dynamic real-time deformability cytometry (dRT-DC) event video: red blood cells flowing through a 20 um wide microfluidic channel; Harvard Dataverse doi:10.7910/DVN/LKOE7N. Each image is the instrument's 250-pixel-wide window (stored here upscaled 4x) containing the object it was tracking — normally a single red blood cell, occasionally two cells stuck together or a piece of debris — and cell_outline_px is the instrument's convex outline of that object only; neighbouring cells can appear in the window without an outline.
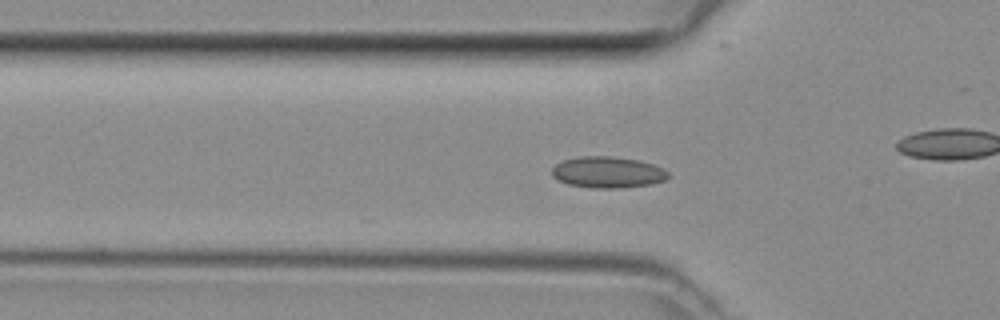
{"species": "common noctule bat (a hibernating species)", "species_latin": "Nyctalus noctula", "temperature_condition": "room temperature", "stored_images_in_passage": 48, "camera_frame_rate_fps": 3000, "um_per_image_px": 0.085, "animal": {"sex": "female", "body_mass_g": 29.2, "forearm_length_mm": 56.3}, "frame": {"image": 1, "passage_image": 15, "time_ms": 4.667, "image_size_px": [1000, 320], "cell_outline_px": [[668, 176], [664, 180], [652, 184], [620, 188], [592, 188], [568, 184], [552, 176], [552, 168], [556, 164], [564, 160], [580, 156], [612, 156], [640, 160], [652, 164], [668, 172]], "centroid_in_image_um": [51.64, 14.64], "position_along_channel_um": 74.2, "area_um2": 21.1}}
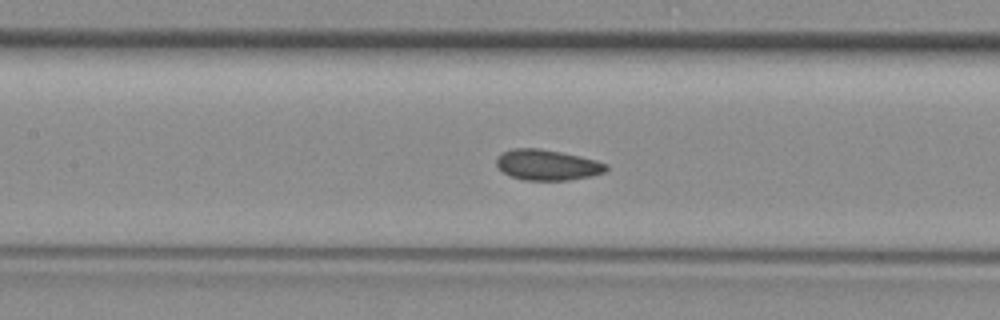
{"frame": {"image": 2, "passage_image": 21, "time_ms": 6.667, "image_size_px": [1000, 320], "cell_outline_px": [[608, 168], [604, 172], [592, 176], [568, 180], [524, 180], [512, 176], [504, 172], [496, 164], [496, 160], [500, 152], [512, 148], [540, 148], [580, 156], [596, 160], [608, 164]], "centroid_in_image_um": [46.52, 14.01], "position_along_channel_um": 160.9, "area_um2": 19.59}}
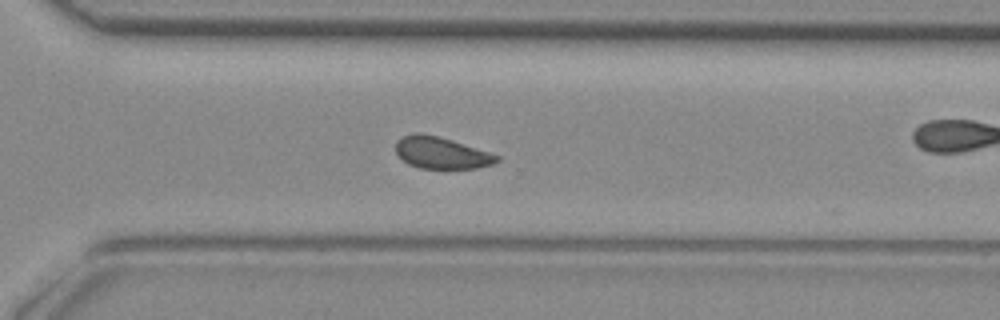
{"frame": {"image": 3, "passage_image": 33, "time_ms": 10.667, "image_size_px": [1000, 320], "cell_outline_px": [[500, 160], [496, 164], [476, 168], [420, 168], [408, 164], [396, 152], [396, 140], [404, 136], [416, 132], [436, 136], [452, 140], [500, 156]], "centroid_in_image_um": [37.53, 13.0], "position_along_channel_um": 333.1, "area_um2": 18.5}}